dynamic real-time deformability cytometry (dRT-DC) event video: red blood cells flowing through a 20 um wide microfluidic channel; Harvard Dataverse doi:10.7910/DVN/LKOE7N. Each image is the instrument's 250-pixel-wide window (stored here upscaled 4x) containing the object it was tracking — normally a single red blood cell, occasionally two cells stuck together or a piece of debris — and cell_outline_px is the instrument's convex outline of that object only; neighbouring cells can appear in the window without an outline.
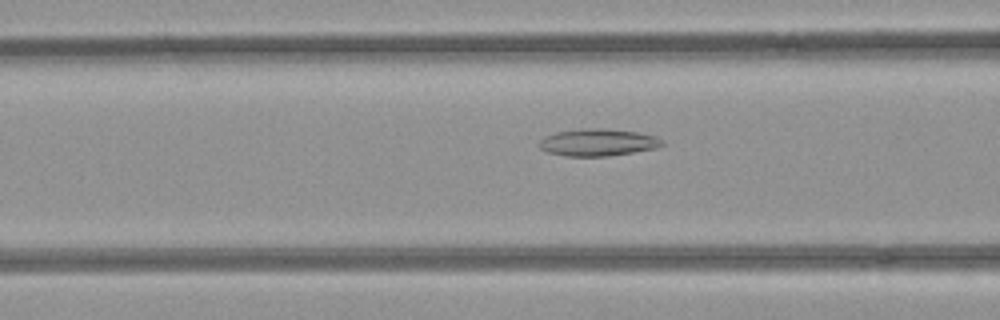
{"species": "common noctule bat (a hibernating species)", "species_latin": "Nyctalus noctula", "temperature_condition": "room temperature", "stored_images_in_passage": 36, "camera_frame_rate_fps": 3000, "um_per_image_px": 0.085, "animal": {"sex": "female", "body_mass_g": 21.9}, "frame": {"image": 1, "passage_image": 4, "time_ms": 1.0, "image_size_px": [1000, 320], "cell_outline_px": [[664, 144], [656, 148], [608, 156], [564, 156], [548, 152], [540, 148], [536, 144], [544, 136], [556, 132], [584, 128], [604, 128], [636, 132], [656, 136], [664, 140]], "centroid_in_image_um": [50.8, 12.1], "position_along_channel_um": 115.8, "area_um2": 19.54}}
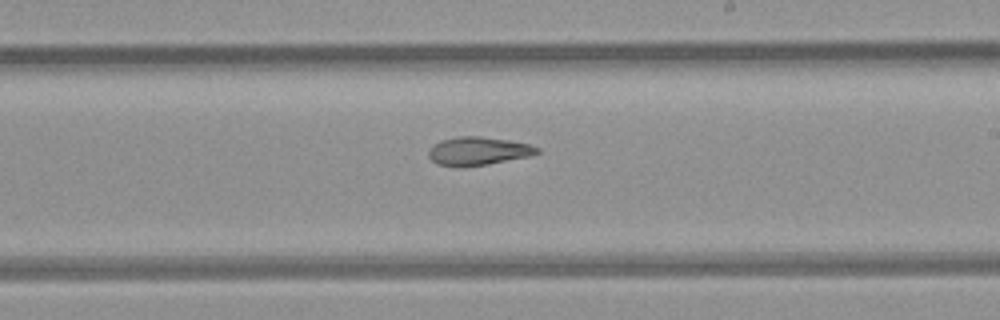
{"frame": {"image": 2, "passage_image": 14, "time_ms": 4.333, "image_size_px": [1000, 320], "cell_outline_px": [[540, 152], [528, 156], [488, 164], [436, 164], [428, 156], [428, 148], [432, 144], [440, 140], [460, 136], [480, 136], [508, 140], [528, 144], [540, 148]], "centroid_in_image_um": [40.63, 12.79], "position_along_channel_um": 248.4, "area_um2": 17.34}}
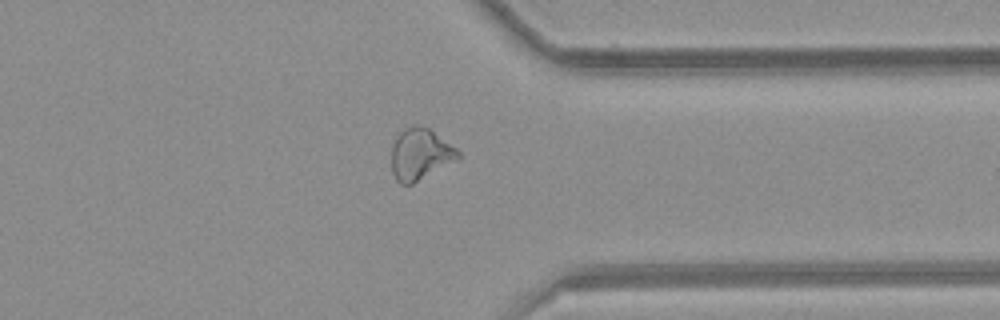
{"frame": {"image": 3, "passage_image": 24, "time_ms": 7.667, "image_size_px": [1000, 320], "cell_outline_px": [[460, 156], [456, 160], [412, 184], [400, 184], [396, 180], [392, 172], [392, 144], [396, 136], [404, 128], [416, 124], [420, 124], [428, 128], [456, 148], [460, 152]], "centroid_in_image_um": [35.69, 13.09], "position_along_channel_um": 375.7, "area_um2": 19.83}}